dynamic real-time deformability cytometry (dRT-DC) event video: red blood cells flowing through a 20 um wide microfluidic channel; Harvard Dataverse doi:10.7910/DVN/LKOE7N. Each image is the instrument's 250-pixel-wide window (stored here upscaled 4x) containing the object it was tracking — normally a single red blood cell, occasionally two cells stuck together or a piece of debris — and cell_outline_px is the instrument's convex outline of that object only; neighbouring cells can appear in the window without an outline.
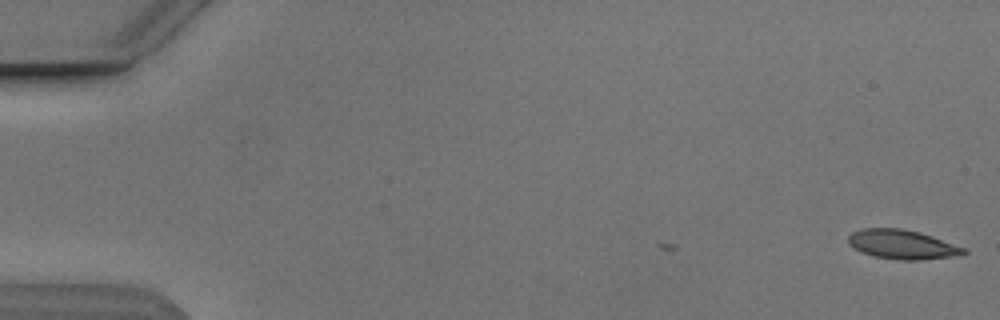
{"species": "Egyptian fruit bat (a non-hibernating species)", "species_latin": "Rousettus aegyptiacus", "temperature_condition": "cold", "stored_images_in_passage": 4, "camera_frame_rate_fps": 3000, "um_per_image_px": 0.085, "animal": {"sex": "male"}, "frame": {"image": 1, "passage_image": 1, "time_ms": 0.0, "image_size_px": [1000, 320], "cell_outline_px": [[968, 252], [960, 256], [920, 260], [900, 260], [872, 256], [860, 252], [848, 244], [848, 236], [852, 232], [860, 228], [900, 228], [920, 232], [968, 248]], "centroid_in_image_um": [76.72, 20.78], "position_along_channel_um": 8.3, "area_um2": 20.11}}